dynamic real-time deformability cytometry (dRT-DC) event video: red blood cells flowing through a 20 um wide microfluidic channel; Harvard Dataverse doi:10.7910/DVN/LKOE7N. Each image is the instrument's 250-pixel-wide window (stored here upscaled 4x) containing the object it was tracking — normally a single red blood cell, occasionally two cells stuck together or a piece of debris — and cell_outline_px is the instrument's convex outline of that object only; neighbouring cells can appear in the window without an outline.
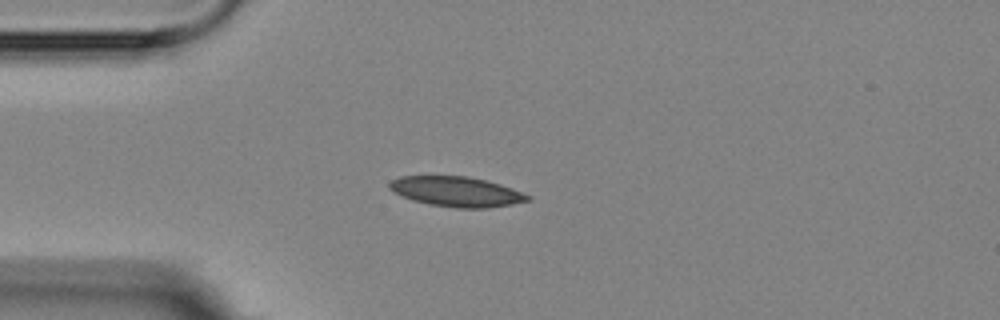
{"species": "Egyptian fruit bat (a non-hibernating species)", "species_latin": "Rousettus aegyptiacus", "temperature_condition": "room temperature", "stored_images_in_passage": 5, "camera_frame_rate_fps": 3000, "um_per_image_px": 0.085, "animal": {"sex": "female"}, "frame": {"image": 1, "passage_image": 1, "time_ms": 0.0, "image_size_px": [1000, 320], "cell_outline_px": [[532, 196], [528, 200], [512, 204], [488, 208], [456, 208], [428, 204], [412, 200], [388, 188], [388, 184], [392, 180], [400, 176], [468, 176], [488, 180], [512, 188]], "centroid_in_image_um": [38.82, 16.28], "position_along_channel_um": 46.2, "area_um2": 24.16}}
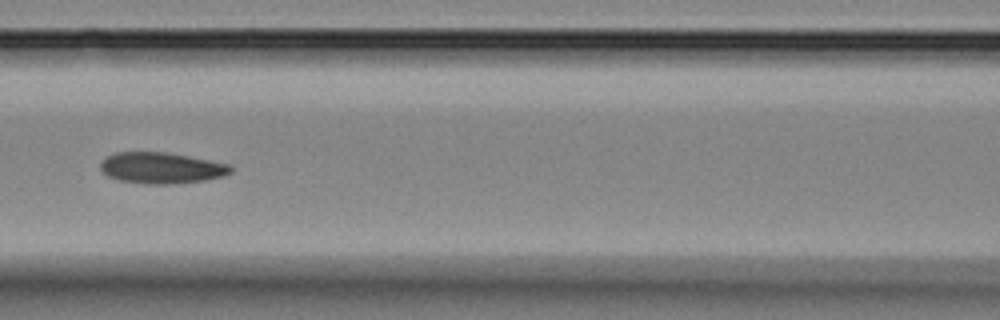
{"frame": {"image": 2, "passage_image": 4, "time_ms": 3.333, "image_size_px": [1000, 320], "cell_outline_px": [[232, 172], [224, 176], [204, 180], [176, 184], [148, 184], [120, 180], [108, 176], [100, 168], [100, 164], [108, 156], [116, 152], [168, 152], [232, 164]], "centroid_in_image_um": [13.78, 14.27], "position_along_channel_um": 152.8, "area_um2": 23.7}}
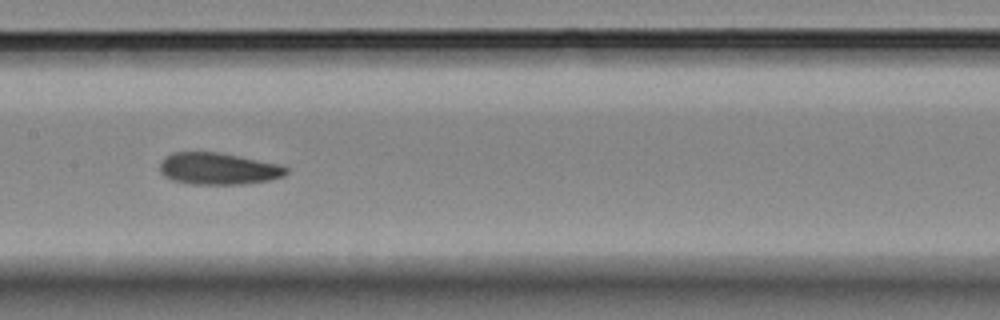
{"frame": {"image": 3, "passage_image": 5, "time_ms": 4.333, "image_size_px": [1000, 320], "cell_outline_px": [[288, 172], [284, 176], [268, 180], [244, 184], [192, 184], [172, 180], [164, 176], [160, 172], [160, 160], [164, 156], [172, 152], [220, 152], [280, 164], [288, 168]], "centroid_in_image_um": [18.53, 14.33], "position_along_channel_um": 188.9, "area_um2": 23.64}}